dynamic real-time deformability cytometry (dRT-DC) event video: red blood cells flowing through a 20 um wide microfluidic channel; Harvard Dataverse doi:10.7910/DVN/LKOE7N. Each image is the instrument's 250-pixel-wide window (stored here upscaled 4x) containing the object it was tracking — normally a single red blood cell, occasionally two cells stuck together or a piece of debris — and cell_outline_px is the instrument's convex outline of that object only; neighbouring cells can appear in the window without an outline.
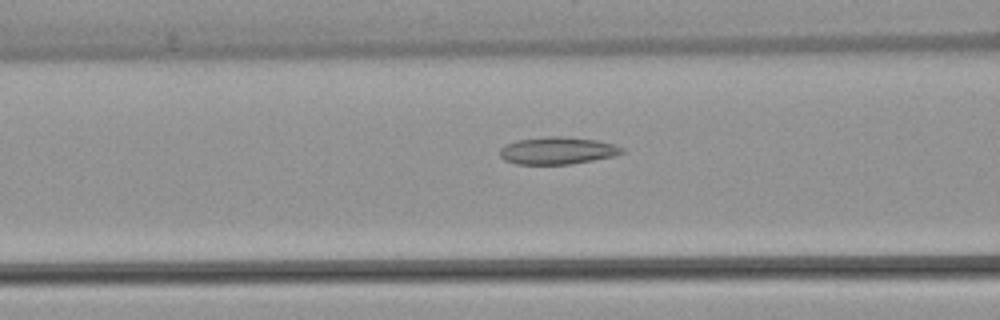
{"species": "common noctule bat (a hibernating species)", "species_latin": "Nyctalus noctula", "temperature_condition": "warm", "stored_images_in_passage": 51, "camera_frame_rate_fps": 3000, "um_per_image_px": 0.085, "animal": {"sex": "female", "body_mass_g": 22.7, "forearm_length_mm": 54.2}, "frame": {"image": 1, "passage_image": 20, "time_ms": 6.333, "image_size_px": [1000, 320], "cell_outline_px": [[624, 152], [616, 156], [572, 164], [516, 164], [504, 160], [500, 156], [500, 148], [504, 144], [516, 140], [552, 136], [560, 136], [596, 140], [612, 144], [624, 148]], "centroid_in_image_um": [47.37, 12.81], "position_along_channel_um": 119.2, "area_um2": 19.48}}
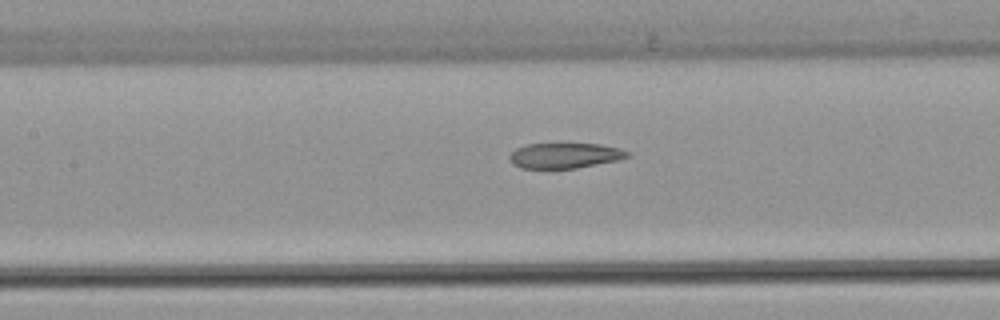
{"frame": {"image": 2, "passage_image": 23, "time_ms": 7.333, "image_size_px": [1000, 320], "cell_outline_px": [[632, 156], [616, 160], [576, 168], [520, 168], [512, 164], [508, 156], [516, 148], [528, 144], [600, 144], [620, 148], [632, 152]], "centroid_in_image_um": [48.03, 13.22], "position_along_channel_um": 159.4, "area_um2": 17.4}}
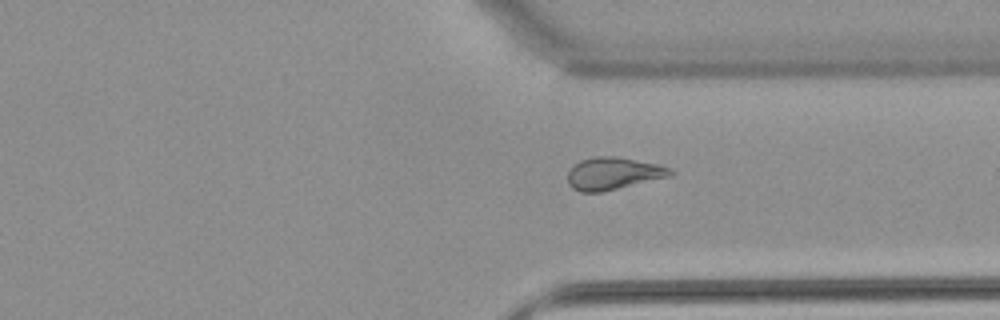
{"frame": {"image": 3, "passage_image": 38, "time_ms": 12.333, "image_size_px": [1000, 320], "cell_outline_px": [[676, 172], [672, 176], [600, 192], [580, 192], [572, 188], [568, 184], [568, 168], [572, 164], [580, 160], [596, 156], [616, 156], [656, 164], [672, 168]], "centroid_in_image_um": [52.11, 14.74], "position_along_channel_um": 359.3, "area_um2": 19.54}, "authors_computed_cell_mechanics": {"area_um2": 20.5768, "velocity_mm_per_s": 4.0004, "shape_relaxation_time_tau1_ms": null, "shape_relaxation_time_tau2_ms": 4.2391, "deformation_change_tau1": null, "deformation_change_tau2": 0.1281}}